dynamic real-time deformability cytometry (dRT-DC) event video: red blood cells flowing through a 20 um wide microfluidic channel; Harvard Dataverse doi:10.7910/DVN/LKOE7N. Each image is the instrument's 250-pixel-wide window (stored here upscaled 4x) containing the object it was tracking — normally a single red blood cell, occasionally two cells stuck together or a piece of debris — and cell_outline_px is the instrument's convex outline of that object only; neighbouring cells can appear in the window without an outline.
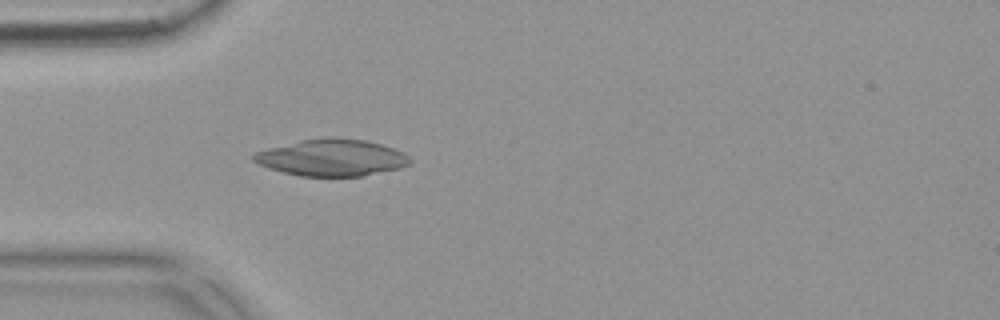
{"species": "common noctule bat (a hibernating species)", "species_latin": "Nyctalus noctula", "temperature_condition": "warm", "stored_images_in_passage": 53, "camera_frame_rate_fps": 3000, "um_per_image_px": 0.085, "animal": {"sex": "female", "body_mass_g": 18.4}, "frame": {"image": 1, "passage_image": 15, "time_ms": 4.667, "image_size_px": [1000, 320], "cell_outline_px": [[412, 164], [400, 168], [364, 176], [300, 176], [268, 168], [252, 160], [252, 156], [256, 152], [268, 148], [300, 140], [328, 136], [368, 140], [404, 152], [412, 160]], "centroid_in_image_um": [28.23, 13.39], "position_along_channel_um": 56.8, "area_um2": 33.7}}
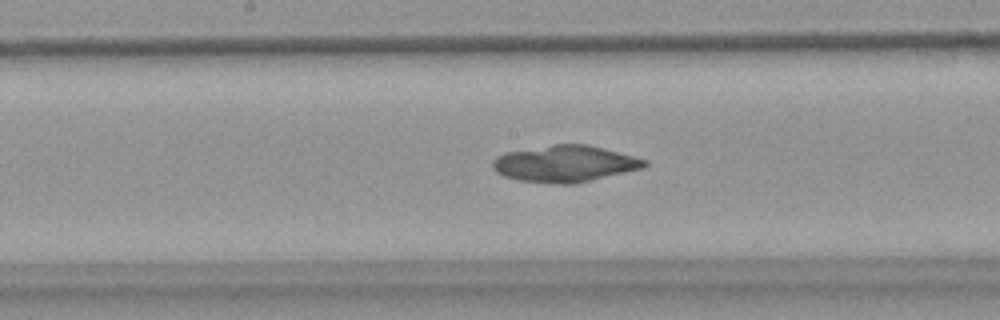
{"frame": {"image": 2, "passage_image": 27, "time_ms": 8.667, "image_size_px": [1000, 320], "cell_outline_px": [[648, 164], [644, 168], [576, 184], [552, 184], [520, 180], [504, 176], [496, 172], [492, 168], [492, 160], [496, 156], [504, 152], [552, 144], [588, 144], [604, 148], [648, 160]], "centroid_in_image_um": [48.01, 13.92], "position_along_channel_um": 200.2, "area_um2": 32.71}}
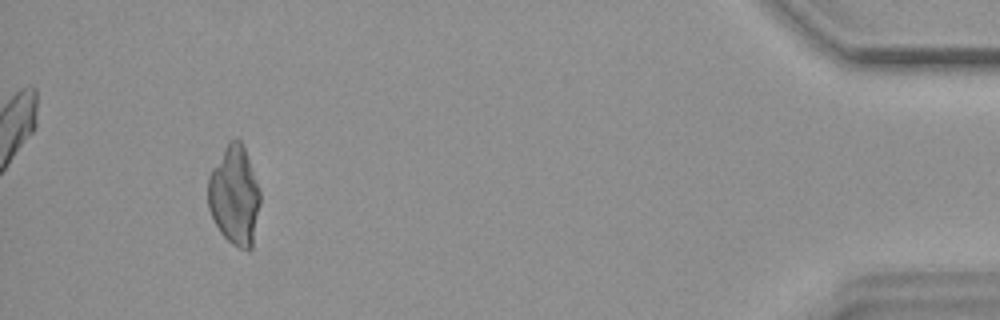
{"frame": {"image": 3, "passage_image": 50, "time_ms": 16.333, "image_size_px": [1000, 320], "cell_outline_px": [[260, 204], [252, 248], [248, 252], [232, 244], [220, 232], [208, 208], [208, 176], [212, 168], [228, 140], [236, 136], [240, 140], [244, 148], [256, 180], [260, 192]], "centroid_in_image_um": [19.92, 16.62], "position_along_channel_um": 415.3, "area_um2": 30.17}}